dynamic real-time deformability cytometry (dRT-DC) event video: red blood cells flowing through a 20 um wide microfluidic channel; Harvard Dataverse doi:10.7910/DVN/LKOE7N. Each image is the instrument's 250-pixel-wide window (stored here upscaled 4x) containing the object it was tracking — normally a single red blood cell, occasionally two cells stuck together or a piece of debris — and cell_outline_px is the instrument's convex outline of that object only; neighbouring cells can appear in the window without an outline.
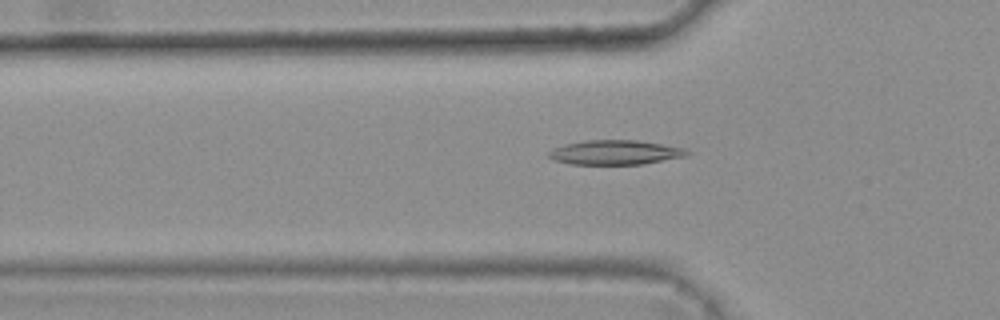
{"species": "common noctule bat (a hibernating species)", "species_latin": "Nyctalus noctula", "temperature_condition": "warm", "stored_images_in_passage": 32, "camera_frame_rate_fps": 3000, "um_per_image_px": 0.085, "animal": {"sex": "female", "body_mass_g": 25.1}, "frame": {"image": 1, "passage_image": 3, "time_ms": 0.667, "image_size_px": [1000, 320], "cell_outline_px": [[692, 152], [688, 156], [644, 164], [572, 164], [552, 160], [548, 156], [548, 152], [552, 148], [564, 144], [584, 140], [636, 140], [684, 148]], "centroid_in_image_um": [52.28, 12.95], "position_along_channel_um": 73.5, "area_um2": 19.88}}
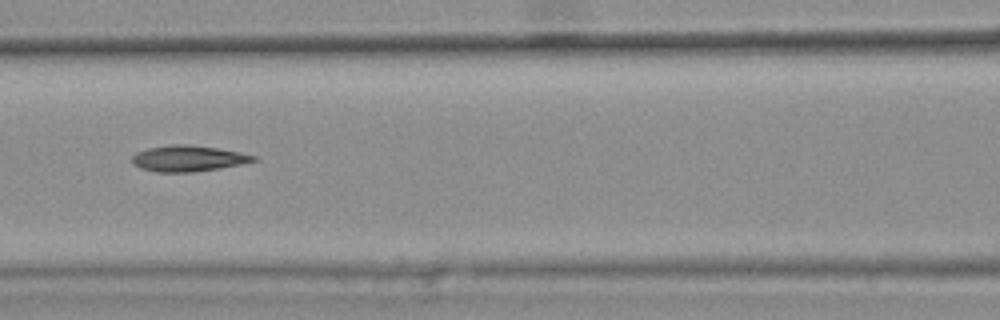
{"frame": {"image": 2, "passage_image": 9, "time_ms": 2.667, "image_size_px": [1000, 320], "cell_outline_px": [[256, 160], [240, 164], [220, 168], [192, 172], [156, 172], [140, 168], [132, 160], [132, 156], [136, 152], [148, 148], [172, 144], [184, 144], [216, 148], [240, 152], [256, 156]], "centroid_in_image_um": [15.97, 13.47], "position_along_channel_um": 150.6, "area_um2": 18.15}}
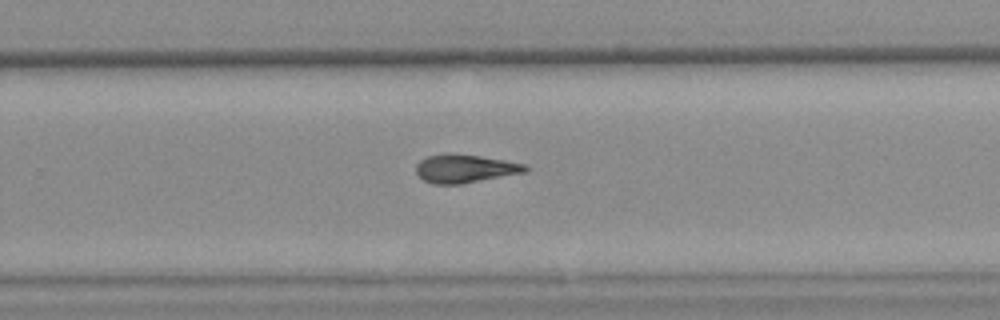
{"frame": {"image": 3, "passage_image": 20, "time_ms": 6.333, "image_size_px": [1000, 320], "cell_outline_px": [[528, 172], [460, 184], [432, 184], [424, 180], [416, 172], [416, 164], [420, 160], [428, 156], [444, 152], [452, 152], [480, 156], [504, 160], [524, 164], [528, 168]], "centroid_in_image_um": [39.5, 14.31], "position_along_channel_um": 290.3, "area_um2": 18.21}, "authors_computed_cell_mechanics": {"area_um2": 17.9469, "velocity_mm_per_s": 3.8237, "shape_relaxation_time_tau1_ms": null, "shape_relaxation_time_tau2_ms": 5.2648, "deformation_change_tau1": null, "deformation_change_tau2": 0.1458}}